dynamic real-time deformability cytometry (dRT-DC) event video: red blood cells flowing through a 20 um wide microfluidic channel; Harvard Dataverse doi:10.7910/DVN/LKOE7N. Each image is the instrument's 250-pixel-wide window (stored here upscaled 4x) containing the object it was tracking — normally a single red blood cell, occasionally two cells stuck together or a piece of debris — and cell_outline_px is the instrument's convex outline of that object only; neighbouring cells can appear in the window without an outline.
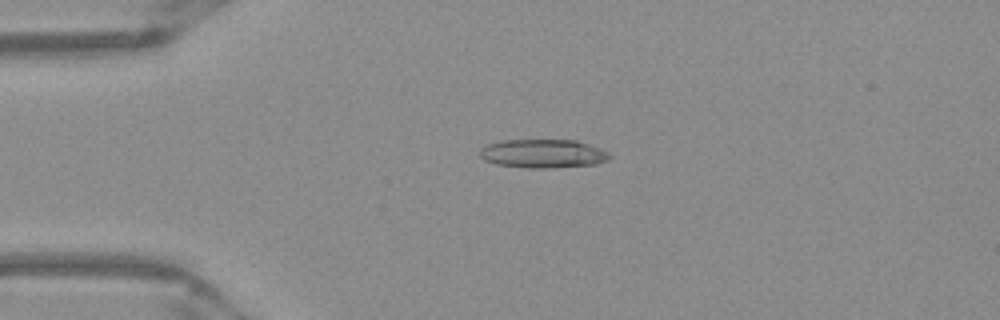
{"species": "Egyptian fruit bat (a non-hibernating species)", "species_latin": "Rousettus aegyptiacus", "temperature_condition": "warm", "stored_images_in_passage": 51, "camera_frame_rate_fps": 3000, "um_per_image_px": 0.085, "frame": {"image": 1, "passage_image": 12, "time_ms": 3.667, "image_size_px": [1000, 320], "cell_outline_px": [[612, 156], [608, 160], [596, 164], [548, 168], [528, 168], [496, 164], [484, 160], [480, 156], [480, 148], [488, 144], [504, 140], [576, 140], [612, 152]], "centroid_in_image_um": [46.19, 13.06], "position_along_channel_um": 38.8, "area_um2": 21.79}}
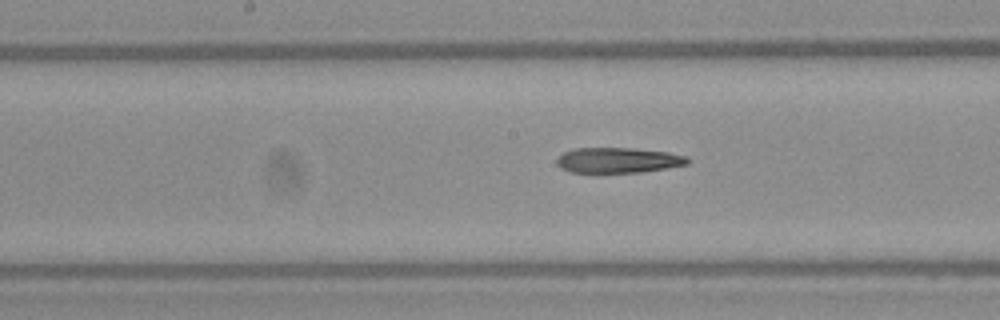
{"frame": {"image": 2, "passage_image": 26, "time_ms": 8.333, "image_size_px": [1000, 320], "cell_outline_px": [[688, 164], [640, 172], [596, 176], [568, 172], [560, 168], [556, 164], [556, 160], [564, 152], [572, 148], [632, 148], [668, 152], [684, 156], [688, 160]], "centroid_in_image_um": [52.4, 13.67], "position_along_channel_um": 195.8, "area_um2": 20.17}}
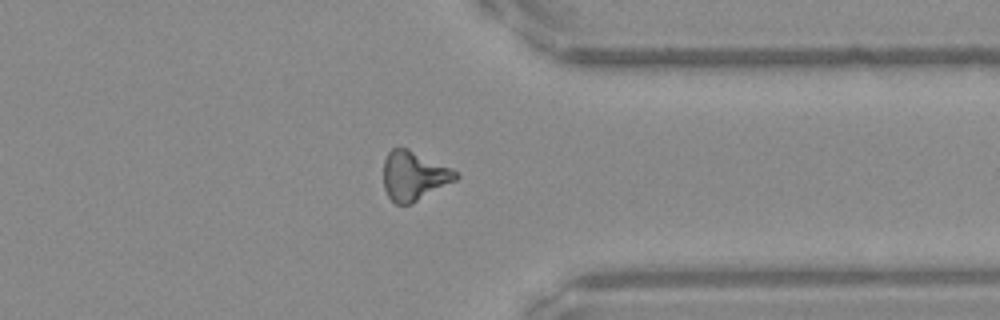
{"frame": {"image": 3, "passage_image": 40, "time_ms": 13.0, "image_size_px": [1000, 320], "cell_outline_px": [[460, 176], [456, 180], [412, 204], [396, 204], [388, 196], [384, 188], [384, 160], [388, 152], [392, 148], [408, 148], [452, 168], [460, 172]], "centroid_in_image_um": [35.21, 14.94], "position_along_channel_um": 376.2, "area_um2": 20.87}, "authors_computed_cell_mechanics": {"area_um2": 20.519, "velocity_mm_per_s": 3.9821, "shape_relaxation_time_tau1_ms": null, "shape_relaxation_time_tau2_ms": 10.6356, "deformation_change_tau1": null, "deformation_change_tau2": 0.3027}}